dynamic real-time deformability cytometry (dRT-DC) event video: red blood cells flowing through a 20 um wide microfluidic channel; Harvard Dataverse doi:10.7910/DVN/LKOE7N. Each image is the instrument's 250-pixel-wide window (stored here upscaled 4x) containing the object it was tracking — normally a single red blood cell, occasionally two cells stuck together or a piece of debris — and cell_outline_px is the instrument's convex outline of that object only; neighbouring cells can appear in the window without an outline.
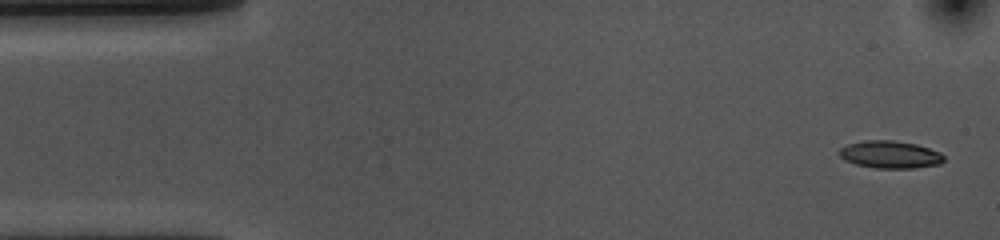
{"species": "common noctule bat (a hibernating species)", "species_latin": "Nyctalus noctula", "temperature_condition": "cold", "stored_images_in_passage": 53, "camera_frame_rate_fps": 3000, "um_per_image_px": 0.085, "animal": {"sex": "female", "body_mass_g": 10.0, "forearm_length_mm": 53.1}, "frame": {"image": 1, "passage_image": 1, "time_ms": 0.0, "image_size_px": [1000, 240], "cell_outline_px": [[944, 160], [940, 164], [912, 168], [876, 168], [856, 164], [844, 160], [840, 156], [840, 148], [848, 144], [864, 140], [892, 140], [916, 144], [940, 152], [944, 156]], "centroid_in_image_um": [75.66, 13.13], "position_along_channel_um": 9.3, "area_um2": 16.65}}
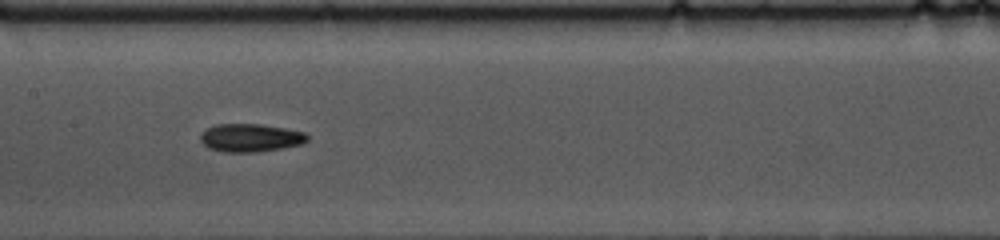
{"frame": {"image": 2, "passage_image": 24, "time_ms": 7.667, "image_size_px": [1000, 240], "cell_outline_px": [[308, 140], [304, 144], [256, 152], [224, 152], [208, 148], [200, 140], [200, 136], [208, 128], [216, 124], [260, 124], [284, 128], [304, 132], [308, 136]], "centroid_in_image_um": [21.3, 11.71], "position_along_channel_um": 186.1, "area_um2": 17.4}}
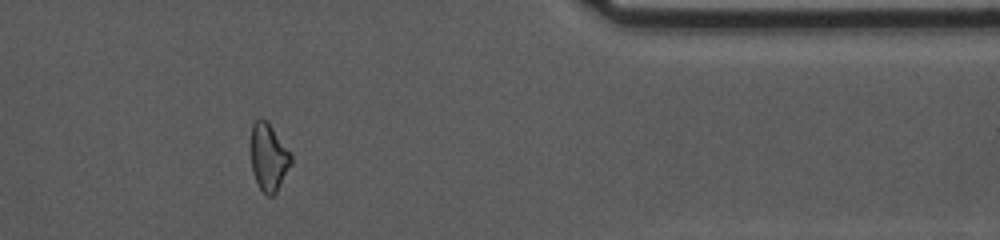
{"frame": {"image": 3, "passage_image": 43, "time_ms": 14.0, "image_size_px": [1000, 240], "cell_outline_px": [[292, 164], [276, 192], [272, 196], [268, 196], [260, 188], [252, 172], [252, 124], [260, 116], [272, 128], [292, 156]], "centroid_in_image_um": [22.84, 13.39], "position_along_channel_um": 388.6, "area_um2": 15.32}, "authors_computed_cell_mechanics": {"area_um2": 16.8776, "velocity_mm_per_s": 3.6294, "shape_relaxation_time_tau1_ms": 4.7557, "shape_relaxation_time_tau2_ms": 10.5096, "deformation_change_tau1": 0.1175, "deformation_change_tau2": 0.1927}}